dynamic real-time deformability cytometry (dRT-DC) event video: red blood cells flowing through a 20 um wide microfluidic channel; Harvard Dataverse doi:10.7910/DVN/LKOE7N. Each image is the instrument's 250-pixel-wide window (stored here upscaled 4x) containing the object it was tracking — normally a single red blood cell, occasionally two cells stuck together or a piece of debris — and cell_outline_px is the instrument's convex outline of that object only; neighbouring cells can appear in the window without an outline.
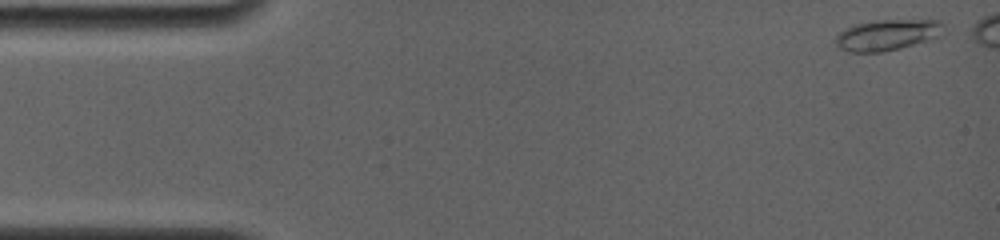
{"species": "common noctule bat (a hibernating species)", "species_latin": "Nyctalus noctula", "temperature_condition": "room temperature", "stored_images_in_passage": 24, "camera_frame_rate_fps": 4000, "um_per_image_px": 0.085, "animal": {"sex": "female", "body_mass_g": 19.0, "forearm_length_mm": 56.7}, "frame": {"image": 1, "passage_image": 1, "time_ms": 0.0, "image_size_px": [1000, 240], "cell_outline_px": [[944, 36], [932, 40], [900, 48], [880, 52], [848, 52], [840, 48], [832, 40], [840, 32], [852, 24], [872, 20], [940, 20], [944, 24]], "centroid_in_image_um": [75.45, 2.96], "position_along_channel_um": 9.5, "area_um2": 20.0}}
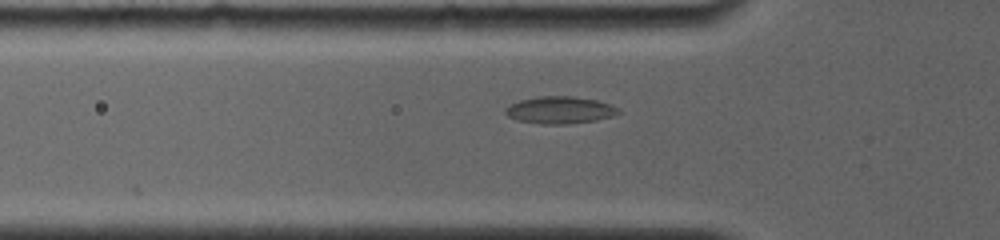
{"frame": {"image": 2, "passage_image": 20, "time_ms": 4.75, "image_size_px": [1000, 240], "cell_outline_px": [[620, 112], [612, 116], [596, 120], [568, 124], [540, 124], [516, 120], [508, 116], [504, 112], [504, 108], [520, 100], [536, 96], [572, 96], [596, 100], [620, 108]], "centroid_in_image_um": [47.56, 9.36], "position_along_channel_um": 78.2, "area_um2": 17.92}}